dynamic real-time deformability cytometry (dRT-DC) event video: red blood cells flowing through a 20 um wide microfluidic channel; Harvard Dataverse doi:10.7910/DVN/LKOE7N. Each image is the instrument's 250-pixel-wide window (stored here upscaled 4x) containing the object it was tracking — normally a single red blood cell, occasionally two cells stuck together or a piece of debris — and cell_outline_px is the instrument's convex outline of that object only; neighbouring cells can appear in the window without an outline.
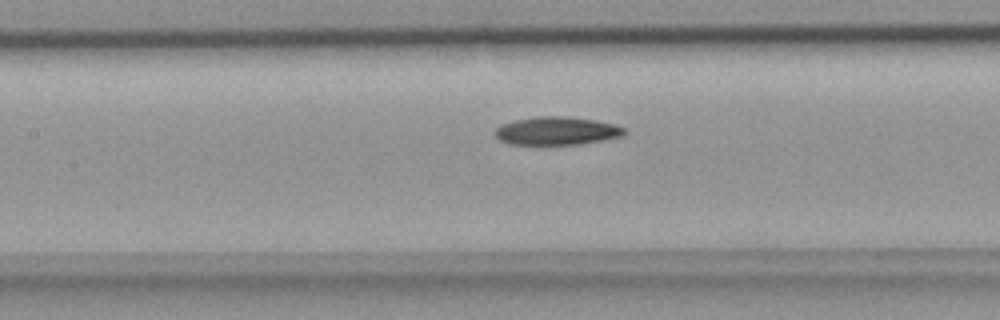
{"species": "common noctule bat (a hibernating species)", "species_latin": "Nyctalus noctula", "temperature_condition": "room temperature", "stored_images_in_passage": 27, "camera_frame_rate_fps": 3000, "um_per_image_px": 0.085, "animal": {"sex": "female", "body_mass_g": 18.4}, "frame": {"image": 1, "passage_image": 7, "time_ms": 2.0, "image_size_px": [1000, 320], "cell_outline_px": [[628, 132], [624, 136], [604, 140], [580, 144], [512, 144], [500, 140], [492, 132], [500, 124], [516, 120], [536, 116], [564, 116], [596, 120], [616, 124], [624, 128]], "centroid_in_image_um": [47.35, 11.12], "position_along_channel_um": 160.0, "area_um2": 21.39}}
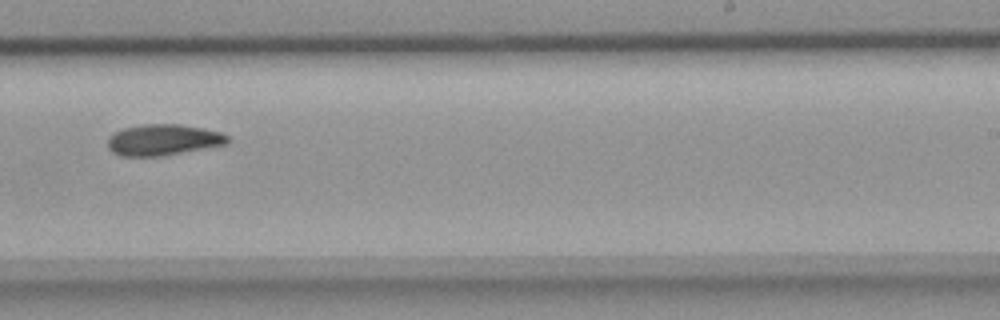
{"frame": {"image": 2, "passage_image": 15, "time_ms": 4.667, "image_size_px": [1000, 320], "cell_outline_px": [[228, 144], [160, 156], [120, 156], [112, 152], [108, 148], [108, 136], [124, 128], [144, 124], [180, 124], [204, 128], [220, 132], [228, 136]], "centroid_in_image_um": [13.86, 11.88], "position_along_channel_um": 275.1, "area_um2": 21.68}}
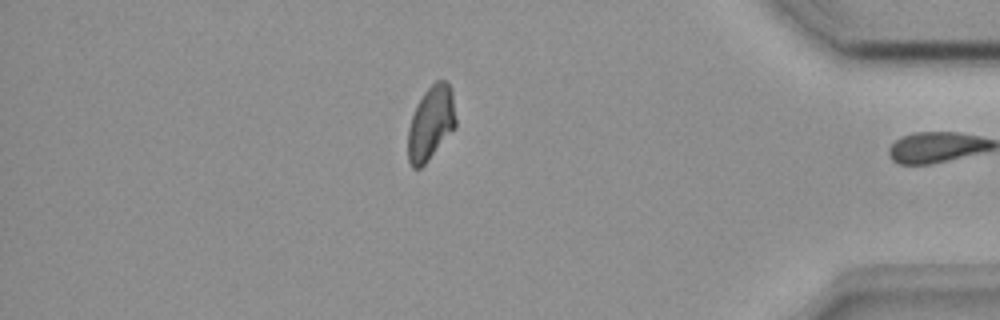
{"frame": {"image": 3, "passage_image": 26, "time_ms": 8.333, "image_size_px": [1000, 320], "cell_outline_px": [[456, 128], [428, 160], [420, 168], [412, 168], [408, 160], [408, 128], [412, 116], [424, 92], [436, 80], [448, 80], [452, 92], [456, 120]], "centroid_in_image_um": [36.64, 10.46], "position_along_channel_um": 398.6, "area_um2": 20.58}}